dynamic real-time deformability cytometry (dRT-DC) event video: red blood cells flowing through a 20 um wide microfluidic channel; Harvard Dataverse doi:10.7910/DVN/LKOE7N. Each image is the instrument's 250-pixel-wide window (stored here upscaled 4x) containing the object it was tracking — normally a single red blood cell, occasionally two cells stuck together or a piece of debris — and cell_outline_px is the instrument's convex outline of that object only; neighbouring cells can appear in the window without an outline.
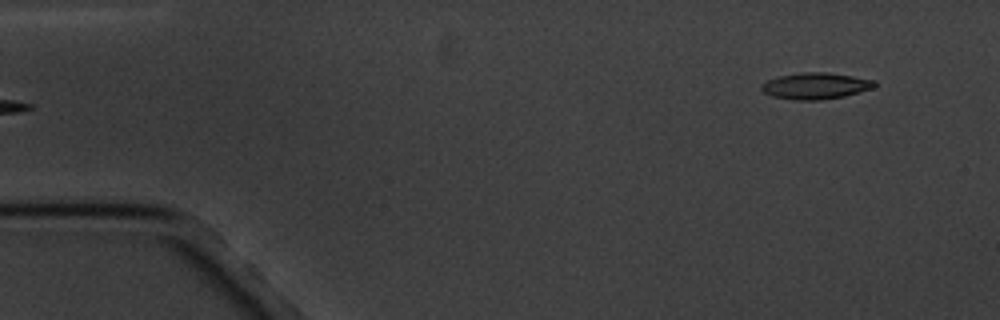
{"species": "common noctule bat (a hibernating species)", "species_latin": "Nyctalus noctula", "temperature_condition": "cold", "stored_images_in_passage": 6, "segment_of_instrument_passage": [2, 2], "camera_frame_rate_fps": 3000, "um_per_image_px": 0.085, "animal": {"sex": "male", "body_mass_g": 20.1, "forearm_length_mm": 53.5}, "frame": {"image": 1, "passage_image": 6, "time_ms": 5.667, "image_size_px": [1000, 320], "cell_outline_px": [[876, 84], [872, 88], [844, 96], [820, 100], [796, 100], [772, 96], [764, 92], [760, 88], [760, 84], [776, 76], [800, 72], [824, 72], [852, 76], [876, 80]], "centroid_in_image_um": [69.28, 7.29], "position_along_channel_um": 15.7, "area_um2": 17.4}}